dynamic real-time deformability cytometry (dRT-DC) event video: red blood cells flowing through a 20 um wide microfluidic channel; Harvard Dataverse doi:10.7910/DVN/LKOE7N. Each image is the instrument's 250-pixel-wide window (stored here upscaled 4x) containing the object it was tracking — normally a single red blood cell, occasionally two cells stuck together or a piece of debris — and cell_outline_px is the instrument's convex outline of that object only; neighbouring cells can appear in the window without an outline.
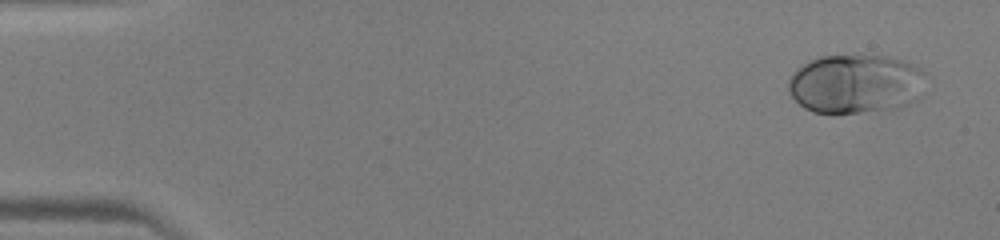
{"species": "human", "species_latin": "Homo sapiens", "temperature_condition": "warm", "stored_images_in_passage": 45, "camera_frame_rate_fps": 3000, "um_per_image_px": 0.085, "donor": {"sex": "male"}, "frame": {"image": 1, "passage_image": 1, "time_ms": 0.0, "image_size_px": [1000, 240], "cell_outline_px": [[924, 72], [920, 100], [896, 108], [832, 116], [812, 112], [804, 108], [792, 96], [788, 88], [788, 80], [792, 72], [796, 68], [820, 56], [856, 52], [888, 56], [908, 60], [916, 64]], "centroid_in_image_um": [72.73, 7.11], "position_along_channel_um": 12.3, "area_um2": 49.25}}
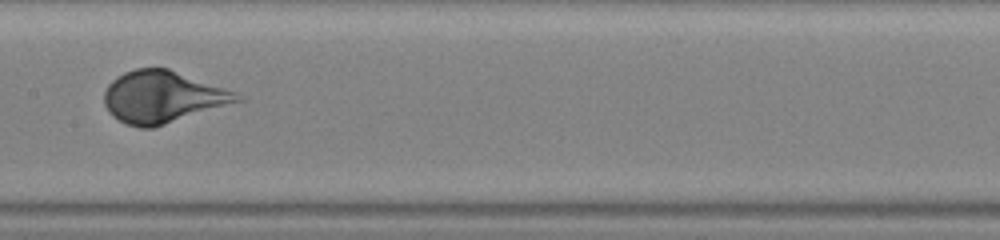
{"frame": {"image": 2, "passage_image": 23, "time_ms": 7.333, "image_size_px": [1000, 240], "cell_outline_px": [[244, 100], [152, 128], [140, 128], [128, 124], [112, 116], [108, 112], [104, 104], [104, 92], [108, 84], [116, 76], [124, 72], [136, 68], [168, 68], [236, 92]], "centroid_in_image_um": [13.79, 8.24], "position_along_channel_um": 193.6, "area_um2": 40.0}}
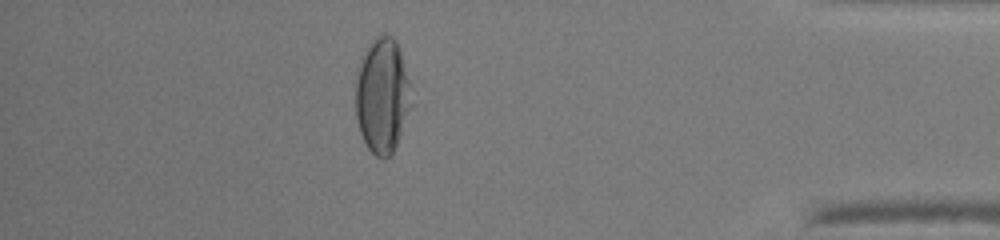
{"frame": {"image": 3, "passage_image": 40, "time_ms": 13.0, "image_size_px": [1000, 240], "cell_outline_px": [[416, 104], [392, 156], [376, 156], [368, 148], [360, 132], [356, 116], [356, 80], [360, 56], [368, 44], [376, 36], [384, 32], [392, 36], [396, 40], [412, 88]], "centroid_in_image_um": [32.55, 8.12], "position_along_channel_um": 402.6, "area_um2": 38.67}}